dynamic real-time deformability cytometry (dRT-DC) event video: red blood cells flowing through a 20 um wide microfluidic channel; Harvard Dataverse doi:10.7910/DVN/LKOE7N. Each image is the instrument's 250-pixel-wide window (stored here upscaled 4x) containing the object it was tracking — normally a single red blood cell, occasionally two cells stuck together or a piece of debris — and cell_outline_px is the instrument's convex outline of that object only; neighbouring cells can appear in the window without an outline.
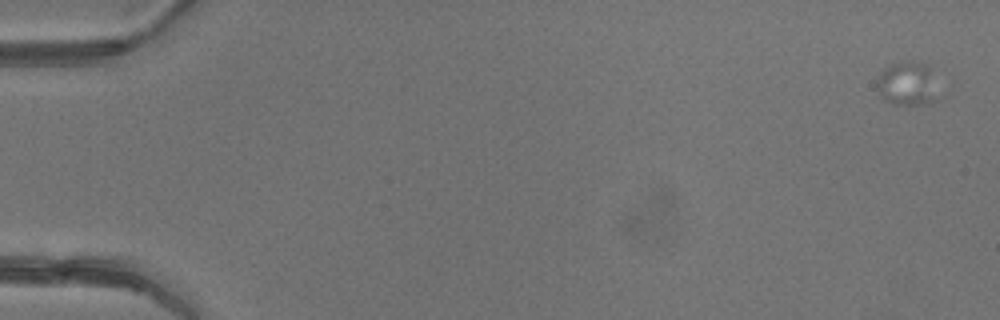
{"species": "common noctule bat (a hibernating species)", "species_latin": "Nyctalus noctula", "temperature_condition": "warm", "stored_images_in_passage": 5, "camera_frame_rate_fps": 3000, "um_per_image_px": 0.085, "animal": {"sex": "female"}, "frame": {"image": 1, "passage_image": 1, "time_ms": 0.0, "image_size_px": [1000, 320], "cell_outline_px": [[932, 100], [920, 104], [896, 104], [884, 100], [880, 96], [876, 84], [876, 80], [880, 72], [888, 64], [900, 60], [912, 60], [924, 64], [928, 68]], "centroid_in_image_um": [76.91, 7.05], "position_along_channel_um": 8.1, "area_um2": 14.74}}
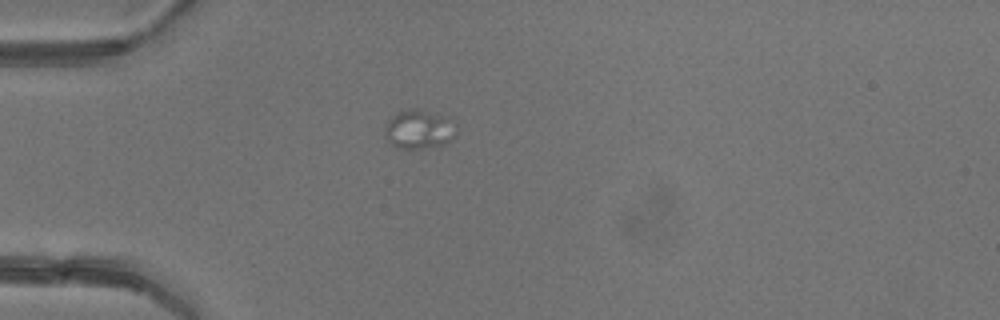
{"frame": {"image": 2, "passage_image": 5, "time_ms": 4.667, "image_size_px": [1000, 320], "cell_outline_px": [[456, 136], [452, 140], [440, 148], [396, 148], [388, 144], [388, 120], [396, 112], [408, 108], [416, 108], [440, 116], [456, 132]], "centroid_in_image_um": [35.58, 11.05], "position_along_channel_um": 49.4, "area_um2": 15.72}}